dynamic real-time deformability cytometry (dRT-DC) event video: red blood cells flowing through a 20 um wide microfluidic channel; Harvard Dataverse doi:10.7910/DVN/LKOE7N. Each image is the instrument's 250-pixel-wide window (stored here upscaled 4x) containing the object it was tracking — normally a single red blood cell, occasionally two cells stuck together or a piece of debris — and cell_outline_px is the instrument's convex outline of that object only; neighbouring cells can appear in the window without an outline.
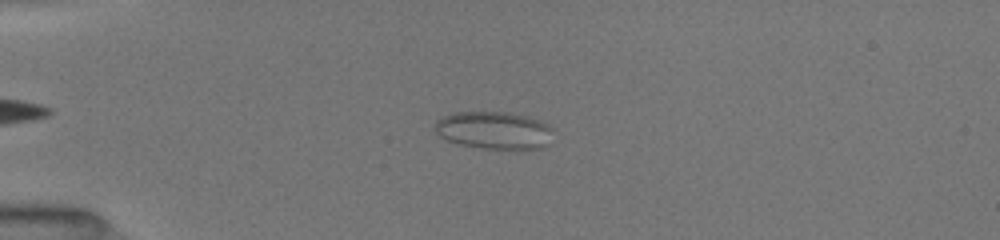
{"species": "common noctule bat (a hibernating species)", "species_latin": "Nyctalus noctula", "temperature_condition": "room temperature", "stored_images_in_passage": 15, "camera_frame_rate_fps": 3000, "um_per_image_px": 0.085, "animal": {"sex": "female", "body_mass_g": 19.5, "forearm_length_mm": 54.1}, "frame": {"image": 1, "passage_image": 13, "time_ms": 4.0, "image_size_px": [1000, 240], "cell_outline_px": [[552, 128], [548, 144], [544, 148], [520, 152], [480, 148], [460, 144], [444, 140], [432, 128], [436, 120], [452, 112], [512, 112], [528, 116], [548, 124]], "centroid_in_image_um": [42.0, 11.11], "position_along_channel_um": 43.0, "area_um2": 26.93}}